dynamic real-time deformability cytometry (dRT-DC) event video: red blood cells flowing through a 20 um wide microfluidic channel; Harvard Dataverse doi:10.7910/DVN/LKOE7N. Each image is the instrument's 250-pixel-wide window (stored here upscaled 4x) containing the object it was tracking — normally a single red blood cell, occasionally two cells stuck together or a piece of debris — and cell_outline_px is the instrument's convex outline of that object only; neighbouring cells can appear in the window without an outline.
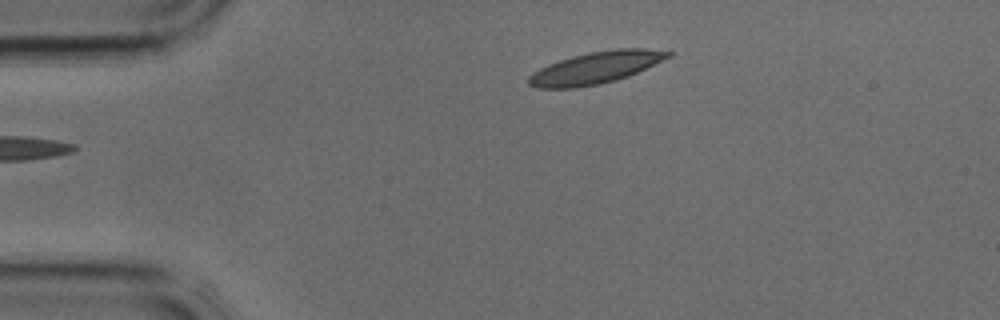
{"species": "common noctule bat (a hibernating species)", "species_latin": "Nyctalus noctula", "temperature_condition": "cold", "stored_images_in_passage": 2, "camera_frame_rate_fps": 3000, "um_per_image_px": 0.085, "animal": {"sex": "male", "body_mass_g": 17.9, "forearm_length_mm": 54.2}, "frame": {"image": 1, "passage_image": 2, "time_ms": 0.333, "image_size_px": [1000, 320], "cell_outline_px": [[672, 56], [628, 76], [616, 80], [600, 84], [572, 88], [536, 88], [528, 84], [528, 76], [532, 72], [548, 64], [572, 56], [588, 52], [616, 48], [640, 48], [672, 52]], "centroid_in_image_um": [50.6, 5.76], "position_along_channel_um": 34.4, "area_um2": 25.84}}